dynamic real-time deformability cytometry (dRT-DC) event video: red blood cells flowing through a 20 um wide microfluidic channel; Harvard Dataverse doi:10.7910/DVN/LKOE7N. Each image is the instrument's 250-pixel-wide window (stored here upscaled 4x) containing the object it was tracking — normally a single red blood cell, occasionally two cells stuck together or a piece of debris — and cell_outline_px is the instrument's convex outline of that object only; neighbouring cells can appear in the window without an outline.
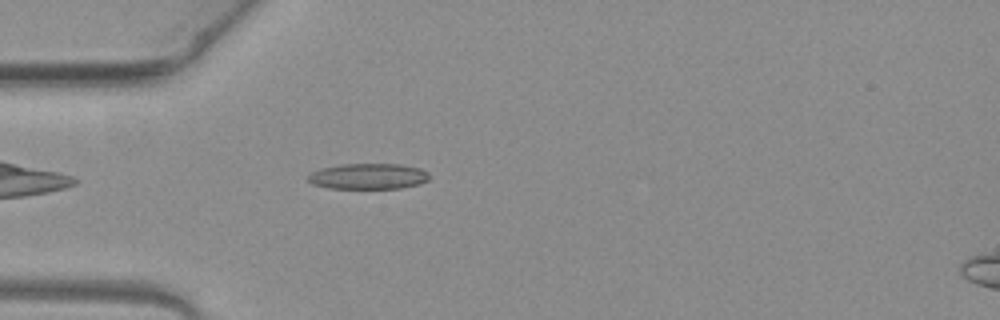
{"species": "common noctule bat (a hibernating species)", "species_latin": "Nyctalus noctula", "temperature_condition": "warm", "stored_images_in_passage": 34, "camera_frame_rate_fps": 3000, "um_per_image_px": 0.085, "animal": {"sex": "female", "body_mass_g": 19.3, "forearm_length_mm": 54.1}, "frame": {"image": 1, "passage_image": 2, "time_ms": 0.333, "image_size_px": [1000, 320], "cell_outline_px": [[428, 180], [420, 184], [400, 188], [328, 188], [312, 184], [308, 180], [308, 176], [312, 172], [320, 168], [340, 164], [400, 164], [420, 168], [428, 172]], "centroid_in_image_um": [31.3, 14.98], "position_along_channel_um": 53.7, "area_um2": 18.21}}
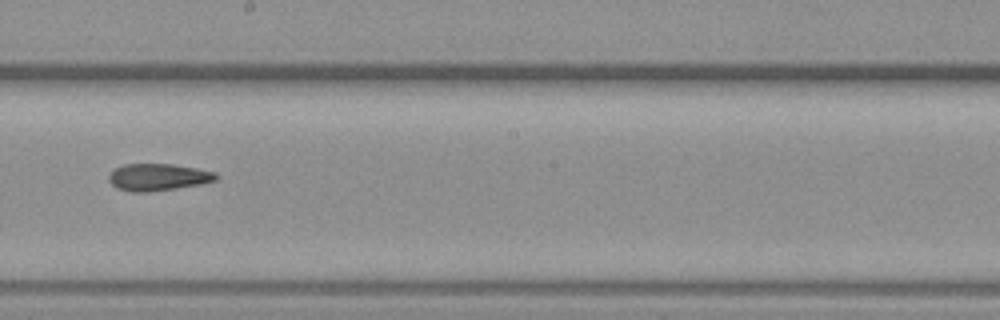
{"frame": {"image": 2, "passage_image": 16, "time_ms": 5.0, "image_size_px": [1000, 320], "cell_outline_px": [[220, 176], [216, 180], [200, 184], [176, 188], [148, 192], [128, 192], [116, 188], [108, 180], [108, 176], [116, 168], [124, 164], [172, 164], [196, 168], [216, 172]], "centroid_in_image_um": [13.44, 15.06], "position_along_channel_um": 234.8, "area_um2": 16.94}}
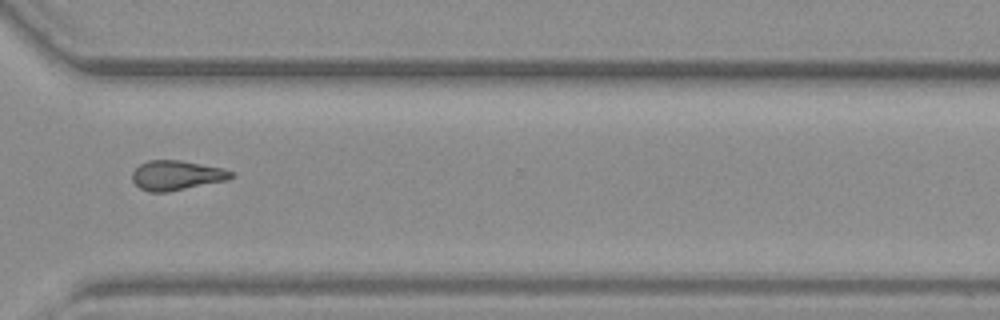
{"frame": {"image": 3, "passage_image": 25, "time_ms": 8.0, "image_size_px": [1000, 320], "cell_outline_px": [[236, 176], [228, 180], [168, 192], [148, 192], [140, 188], [132, 180], [132, 172], [140, 164], [148, 160], [180, 160], [224, 168], [232, 172]], "centroid_in_image_um": [15.02, 14.9], "position_along_channel_um": 355.6, "area_um2": 17.22}, "authors_computed_cell_mechanics": {"area_um2": 17.1955, "velocity_mm_per_s": 4.0337, "shape_relaxation_time_tau1_ms": null, "shape_relaxation_time_tau2_ms": 3.3525, "deformation_change_tau1": null, "deformation_change_tau2": 0.1212}}